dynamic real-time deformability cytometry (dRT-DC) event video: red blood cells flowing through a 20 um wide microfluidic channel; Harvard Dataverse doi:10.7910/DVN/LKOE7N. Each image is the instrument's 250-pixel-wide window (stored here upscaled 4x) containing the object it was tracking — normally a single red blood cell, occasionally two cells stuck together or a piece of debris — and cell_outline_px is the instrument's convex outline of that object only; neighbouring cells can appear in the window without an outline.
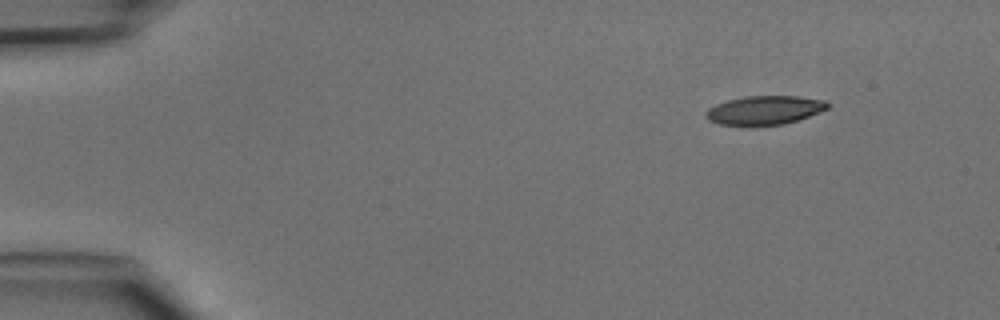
{"species": "common noctule bat (a hibernating species)", "species_latin": "Nyctalus noctula", "temperature_condition": "cold", "stored_images_in_passage": 6, "camera_frame_rate_fps": 3000, "um_per_image_px": 0.085, "animal": {"sex": "male", "body_mass_g": 15.6}, "frame": {"image": 1, "passage_image": 6, "time_ms": 6.0, "image_size_px": [1000, 320], "cell_outline_px": [[828, 108], [820, 112], [784, 124], [720, 124], [708, 120], [704, 116], [704, 112], [708, 108], [716, 104], [728, 100], [744, 96], [796, 96], [824, 100], [828, 104]], "centroid_in_image_um": [64.96, 9.34], "position_along_channel_um": 20.0, "area_um2": 20.06}}